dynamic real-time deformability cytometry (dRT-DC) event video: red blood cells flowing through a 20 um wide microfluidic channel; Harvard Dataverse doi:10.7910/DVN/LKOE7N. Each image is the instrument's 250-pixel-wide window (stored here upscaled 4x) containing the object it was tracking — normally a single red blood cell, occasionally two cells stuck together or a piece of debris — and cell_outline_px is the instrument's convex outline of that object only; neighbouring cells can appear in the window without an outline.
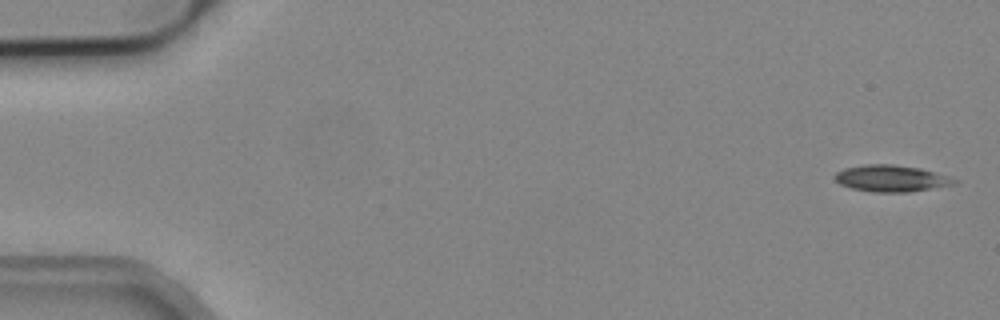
{"species": "common noctule bat (a hibernating species)", "species_latin": "Nyctalus noctula", "temperature_condition": "cold", "stored_images_in_passage": 5, "camera_frame_rate_fps": 3000, "um_per_image_px": 0.085, "animal": {"sex": "male", "body_mass_g": 19.2, "forearm_length_mm": 51.8}, "frame": {"image": 1, "passage_image": 1, "time_ms": 0.0, "image_size_px": [1000, 320], "cell_outline_px": [[960, 180], [956, 184], [908, 192], [872, 192], [852, 188], [840, 184], [832, 176], [836, 172], [844, 168], [868, 164], [892, 164], [920, 168], [948, 176]], "centroid_in_image_um": [75.75, 15.16], "position_along_channel_um": 9.2, "area_um2": 18.5}}
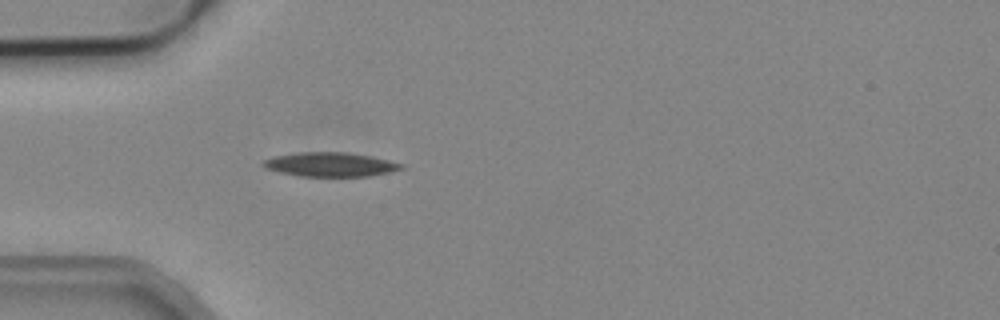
{"frame": {"image": 2, "passage_image": 5, "time_ms": 1.333, "image_size_px": [1000, 320], "cell_outline_px": [[404, 168], [392, 172], [368, 176], [300, 176], [280, 172], [264, 168], [260, 164], [264, 160], [272, 156], [300, 152], [344, 152], [368, 156], [388, 160], [404, 164]], "centroid_in_image_um": [28.05, 13.98], "position_along_channel_um": 57.0, "area_um2": 19.42}}